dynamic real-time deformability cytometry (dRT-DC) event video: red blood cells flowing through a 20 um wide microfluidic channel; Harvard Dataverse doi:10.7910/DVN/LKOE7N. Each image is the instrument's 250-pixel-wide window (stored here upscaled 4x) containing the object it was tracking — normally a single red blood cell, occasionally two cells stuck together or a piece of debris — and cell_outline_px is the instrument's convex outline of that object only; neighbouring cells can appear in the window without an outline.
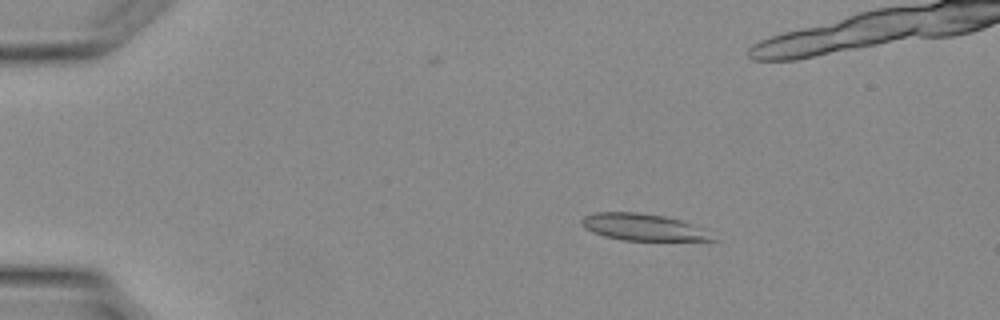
{"species": "Egyptian fruit bat (a non-hibernating species)", "species_latin": "Rousettus aegyptiacus", "temperature_condition": "warm", "stored_images_in_passage": 35, "camera_frame_rate_fps": 3000, "um_per_image_px": 0.085, "animal": {"sex": "female"}, "frame": {"image": 1, "passage_image": 6, "time_ms": 1.667, "image_size_px": [1000, 320], "cell_outline_px": [[720, 240], [624, 240], [604, 236], [592, 232], [584, 228], [580, 220], [584, 216], [596, 212], [636, 212], [664, 216], [680, 220], [692, 224]], "centroid_in_image_um": [54.6, 19.3], "position_along_channel_um": 30.4, "area_um2": 20.11}}
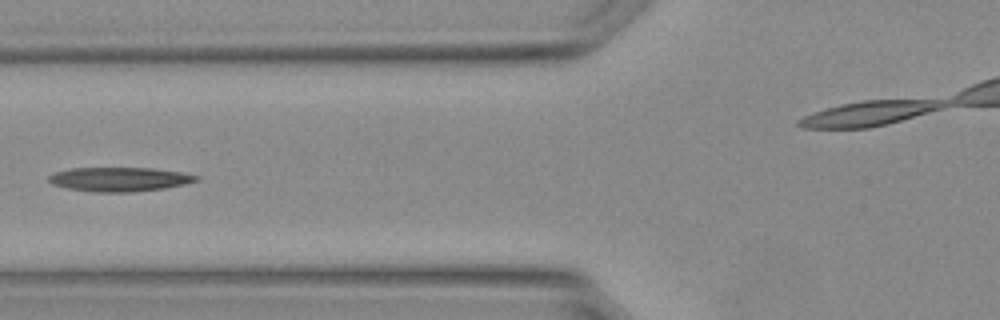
{"frame": {"image": 2, "passage_image": 14, "time_ms": 4.333, "image_size_px": [1000, 320], "cell_outline_px": [[200, 180], [184, 184], [164, 188], [128, 192], [92, 192], [68, 188], [52, 184], [48, 180], [48, 176], [56, 172], [72, 168], [152, 168], [180, 172], [200, 176]], "centroid_in_image_um": [10.16, 15.24], "position_along_channel_um": 115.6, "area_um2": 20.63}}
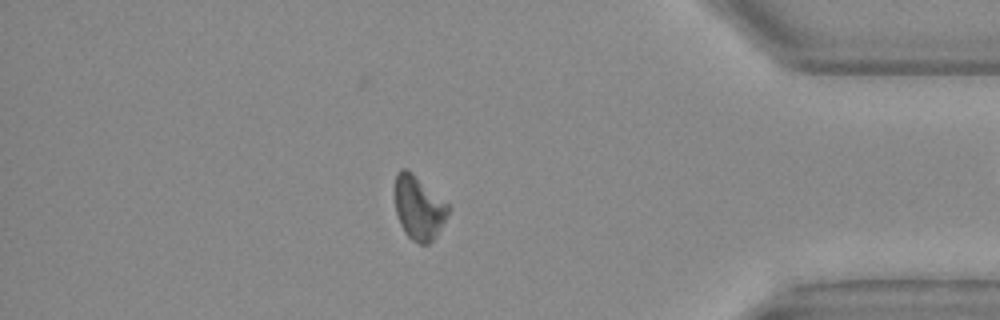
{"frame": {"image": 3, "passage_image": 30, "time_ms": 9.667, "image_size_px": [1000, 320], "cell_outline_px": [[448, 212], [436, 236], [428, 244], [420, 244], [412, 240], [404, 232], [400, 224], [396, 212], [396, 176], [400, 168], [404, 168], [448, 204]], "centroid_in_image_um": [35.57, 17.72], "position_along_channel_um": 399.6, "area_um2": 18.96}}